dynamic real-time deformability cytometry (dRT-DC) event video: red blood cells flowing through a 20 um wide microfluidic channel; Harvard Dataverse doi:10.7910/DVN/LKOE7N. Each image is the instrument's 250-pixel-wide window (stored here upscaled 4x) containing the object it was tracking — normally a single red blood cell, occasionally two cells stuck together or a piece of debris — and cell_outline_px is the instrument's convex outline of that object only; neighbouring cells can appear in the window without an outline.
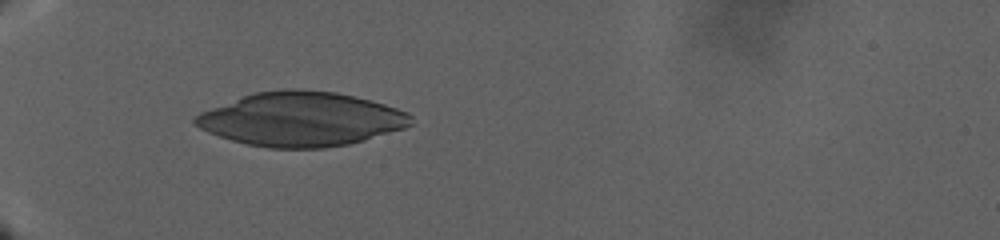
{"species": "human", "species_latin": "Homo sapiens", "temperature_condition": "warm", "stored_images_in_passage": 122, "camera_frame_rate_fps": 3000, "um_per_image_px": 0.085, "donor": {"sex": "male"}, "frame": {"image": 1, "passage_image": 1, "time_ms": 0.0, "image_size_px": [1000, 240], "cell_outline_px": [[412, 124], [404, 128], [364, 140], [348, 144], [324, 148], [268, 148], [248, 144], [232, 140], [208, 132], [200, 128], [192, 120], [192, 116], [200, 112], [252, 92], [280, 88], [300, 88], [336, 92], [372, 100], [408, 112], [412, 116]], "centroid_in_image_um": [25.58, 10.11], "position_along_channel_um": 59.4, "area_um2": 68.32}}
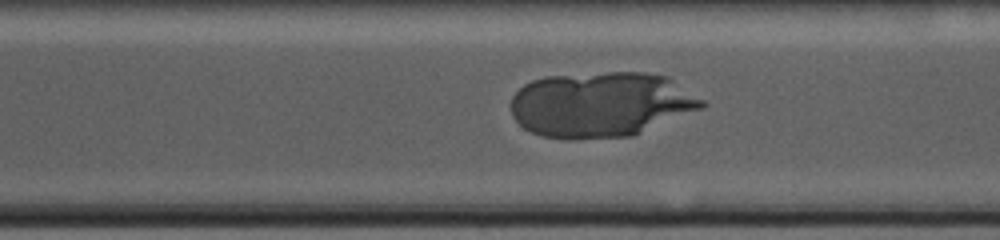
{"frame": {"image": 2, "passage_image": 61, "time_ms": 20.333, "image_size_px": [1000, 240], "cell_outline_px": [[708, 104], [704, 108], [632, 136], [576, 140], [568, 140], [544, 136], [532, 132], [524, 128], [512, 116], [512, 96], [524, 84], [532, 80], [544, 76], [608, 72], [644, 72], [668, 76], [704, 100]], "centroid_in_image_um": [51.1, 8.88], "position_along_channel_um": 319.5, "area_um2": 73.17}}
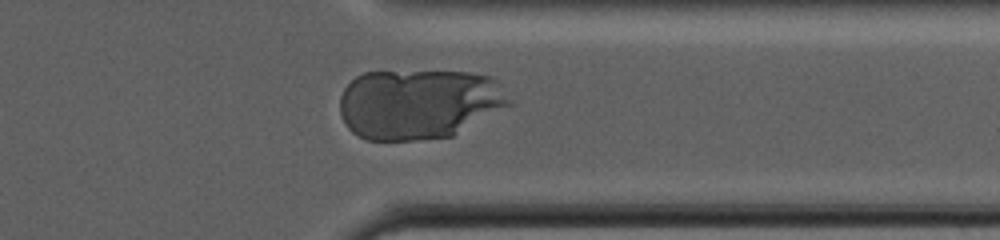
{"frame": {"image": 3, "passage_image": 80, "time_ms": 24.333, "image_size_px": [1000, 240], "cell_outline_px": [[512, 104], [452, 136], [412, 140], [364, 140], [352, 132], [344, 124], [340, 112], [340, 96], [344, 88], [356, 76], [364, 72], [472, 72], [492, 76], [500, 84]], "centroid_in_image_um": [35.58, 8.83], "position_along_channel_um": 375.8, "area_um2": 69.36}}